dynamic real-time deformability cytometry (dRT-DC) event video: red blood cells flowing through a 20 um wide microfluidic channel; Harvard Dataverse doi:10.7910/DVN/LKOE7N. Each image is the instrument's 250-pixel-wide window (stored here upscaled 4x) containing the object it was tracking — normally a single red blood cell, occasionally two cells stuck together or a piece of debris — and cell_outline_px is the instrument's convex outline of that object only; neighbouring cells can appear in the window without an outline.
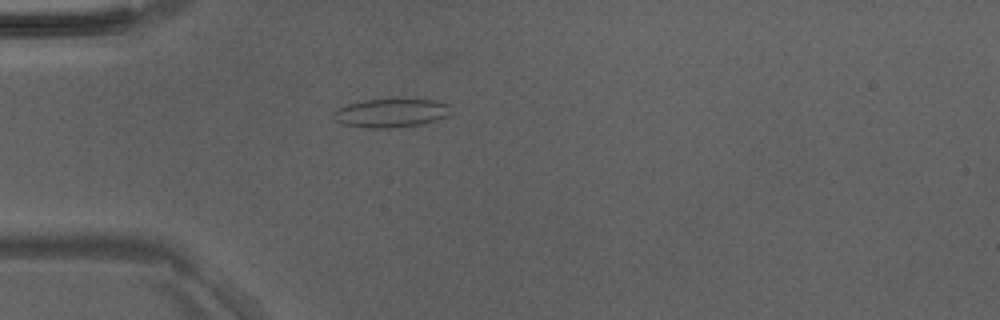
{"species": "Egyptian fruit bat (a non-hibernating species)", "species_latin": "Rousettus aegyptiacus", "temperature_condition": "room temperature", "stored_images_in_passage": 39, "camera_frame_rate_fps": 3000, "um_per_image_px": 0.085, "animal": {"sex": "male"}, "frame": {"image": 1, "passage_image": 5, "time_ms": 1.333, "image_size_px": [1000, 320], "cell_outline_px": [[452, 112], [448, 116], [424, 124], [392, 128], [364, 128], [340, 124], [332, 120], [332, 112], [348, 104], [364, 100], [432, 100], [448, 104]], "centroid_in_image_um": [33.19, 9.63], "position_along_channel_um": 51.8, "area_um2": 19.71}}
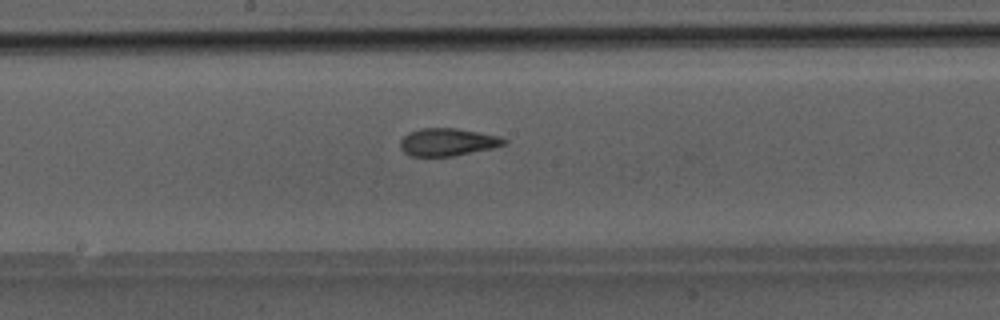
{"frame": {"image": 2, "passage_image": 17, "time_ms": 5.333, "image_size_px": [1000, 320], "cell_outline_px": [[508, 140], [504, 144], [492, 148], [452, 156], [412, 156], [404, 152], [400, 148], [400, 140], [408, 132], [420, 128], [456, 128], [500, 136]], "centroid_in_image_um": [38.02, 12.07], "position_along_channel_um": 210.2, "area_um2": 16.65}}
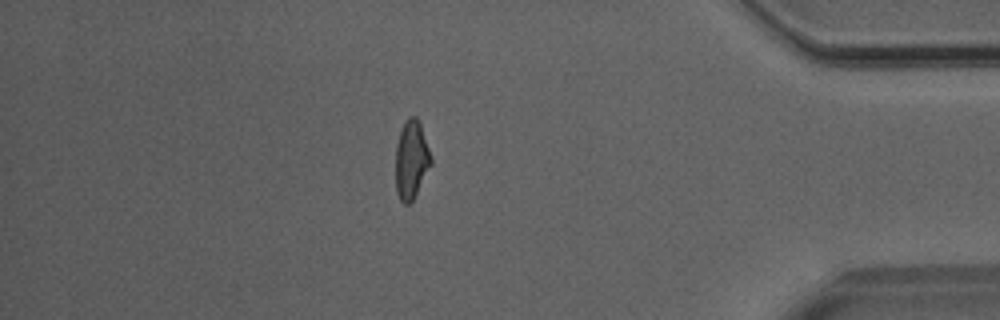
{"frame": {"image": 3, "passage_image": 33, "time_ms": 10.667, "image_size_px": [1000, 320], "cell_outline_px": [[432, 164], [412, 200], [408, 204], [404, 204], [400, 200], [396, 192], [396, 144], [404, 120], [408, 116], [416, 116], [420, 124], [432, 156]], "centroid_in_image_um": [34.96, 13.55], "position_along_channel_um": 400.2, "area_um2": 16.18}}